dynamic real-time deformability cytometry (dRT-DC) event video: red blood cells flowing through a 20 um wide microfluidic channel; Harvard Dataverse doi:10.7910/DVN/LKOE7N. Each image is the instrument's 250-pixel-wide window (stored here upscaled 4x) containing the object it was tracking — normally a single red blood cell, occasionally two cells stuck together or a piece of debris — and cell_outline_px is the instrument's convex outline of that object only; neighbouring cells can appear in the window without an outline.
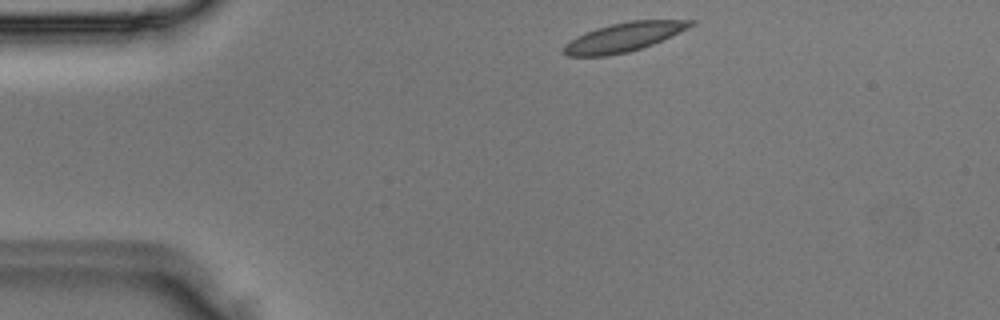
{"species": "Egyptian fruit bat (a non-hibernating species)", "species_latin": "Rousettus aegyptiacus", "temperature_condition": "room temperature", "stored_images_in_passage": 2, "camera_frame_rate_fps": 3000, "um_per_image_px": 0.085, "animal": {"sex": "male"}, "frame": {"image": 1, "passage_image": 1, "time_ms": 0.0, "image_size_px": [1000, 320], "cell_outline_px": [[696, 24], [652, 44], [628, 52], [608, 56], [568, 56], [560, 52], [564, 44], [596, 28], [612, 24], [632, 20], [696, 20]], "centroid_in_image_um": [53.0, 3.16], "position_along_channel_um": 32.0, "area_um2": 21.1}}